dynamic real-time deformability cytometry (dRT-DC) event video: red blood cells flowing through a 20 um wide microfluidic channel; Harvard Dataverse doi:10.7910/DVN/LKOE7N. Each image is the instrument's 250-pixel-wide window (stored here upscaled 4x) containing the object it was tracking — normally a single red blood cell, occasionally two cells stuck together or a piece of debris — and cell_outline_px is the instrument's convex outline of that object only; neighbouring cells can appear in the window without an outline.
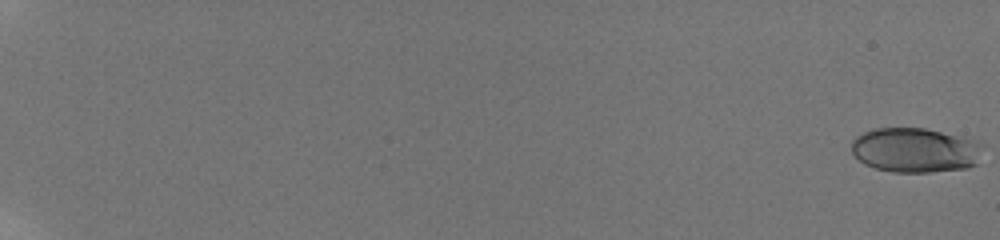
{"species": "human", "species_latin": "Homo sapiens", "temperature_condition": "room temperature", "stored_images_in_passage": 60, "camera_frame_rate_fps": 3000, "um_per_image_px": 0.085, "donor": {"sex": "male"}, "frame": {"image": 1, "passage_image": 1, "time_ms": 0.0, "image_size_px": [1000, 240], "cell_outline_px": [[980, 144], [976, 164], [968, 168], [928, 172], [892, 172], [876, 168], [864, 164], [852, 152], [852, 140], [856, 136], [864, 132], [876, 128], [924, 128], [976, 140]], "centroid_in_image_um": [77.74, 12.76], "position_along_channel_um": 7.3, "area_um2": 33.81}}
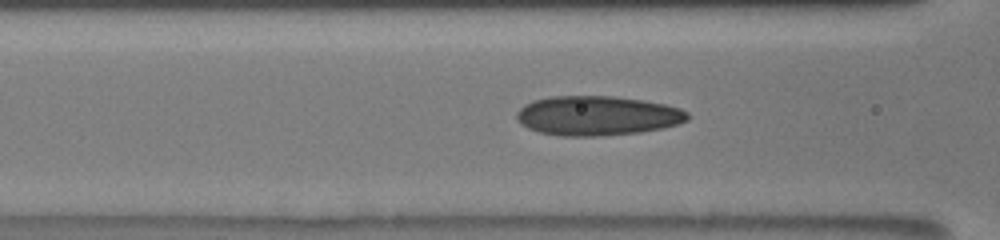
{"frame": {"image": 2, "passage_image": 30, "time_ms": 9.667, "image_size_px": [1000, 240], "cell_outline_px": [[688, 120], [664, 128], [640, 132], [600, 136], [560, 136], [540, 132], [528, 128], [520, 124], [516, 116], [516, 112], [524, 104], [532, 100], [548, 96], [612, 96], [644, 100], [664, 104], [680, 108], [688, 112]], "centroid_in_image_um": [50.74, 9.83], "position_along_channel_um": 115.9, "area_um2": 39.59}}
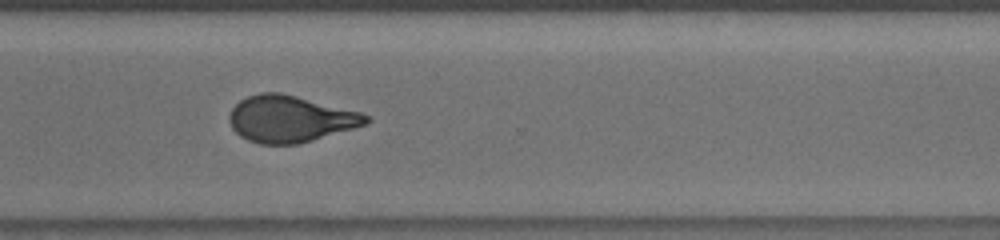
{"frame": {"image": 3, "passage_image": 48, "time_ms": 15.667, "image_size_px": [1000, 240], "cell_outline_px": [[372, 120], [368, 124], [312, 140], [296, 144], [260, 144], [248, 140], [240, 136], [232, 128], [228, 120], [228, 116], [232, 108], [240, 100], [248, 96], [260, 92], [280, 92], [360, 112], [368, 116]], "centroid_in_image_um": [24.65, 10.1], "position_along_channel_um": 346.0, "area_um2": 36.99}, "authors_computed_cell_mechanics": {"area_um2": 36.0961, "velocity_mm_per_s": 3.8437, "shape_relaxation_time_tau1_ms": 8.9923, "shape_relaxation_time_tau2_ms": 1.0274, "deformation_change_tau1": 0.2483, "deformation_change_tau2": 0.0837}}